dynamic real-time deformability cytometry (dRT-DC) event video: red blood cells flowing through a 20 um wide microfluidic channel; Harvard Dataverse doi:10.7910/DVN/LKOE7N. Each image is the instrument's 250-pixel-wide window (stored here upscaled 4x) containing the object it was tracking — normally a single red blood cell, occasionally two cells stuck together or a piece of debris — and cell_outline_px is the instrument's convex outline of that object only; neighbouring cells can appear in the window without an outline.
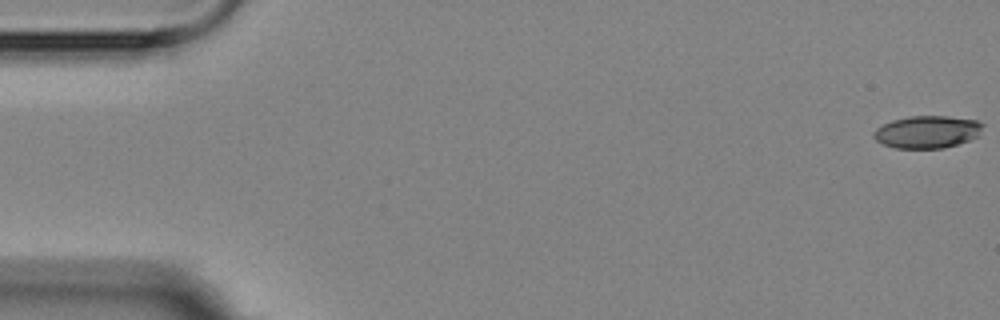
{"species": "Egyptian fruit bat (a non-hibernating species)", "species_latin": "Rousettus aegyptiacus", "temperature_condition": "room temperature", "stored_images_in_passage": 3, "camera_frame_rate_fps": 3000, "um_per_image_px": 0.085, "animal": {"sex": "female"}, "frame": {"image": 1, "passage_image": 1, "time_ms": 0.0, "image_size_px": [1000, 320], "cell_outline_px": [[984, 124], [980, 136], [944, 148], [896, 148], [884, 144], [876, 140], [872, 136], [872, 132], [876, 128], [892, 120], [908, 116], [948, 116], [976, 120]], "centroid_in_image_um": [78.82, 11.2], "position_along_channel_um": 6.2, "area_um2": 20.69}}